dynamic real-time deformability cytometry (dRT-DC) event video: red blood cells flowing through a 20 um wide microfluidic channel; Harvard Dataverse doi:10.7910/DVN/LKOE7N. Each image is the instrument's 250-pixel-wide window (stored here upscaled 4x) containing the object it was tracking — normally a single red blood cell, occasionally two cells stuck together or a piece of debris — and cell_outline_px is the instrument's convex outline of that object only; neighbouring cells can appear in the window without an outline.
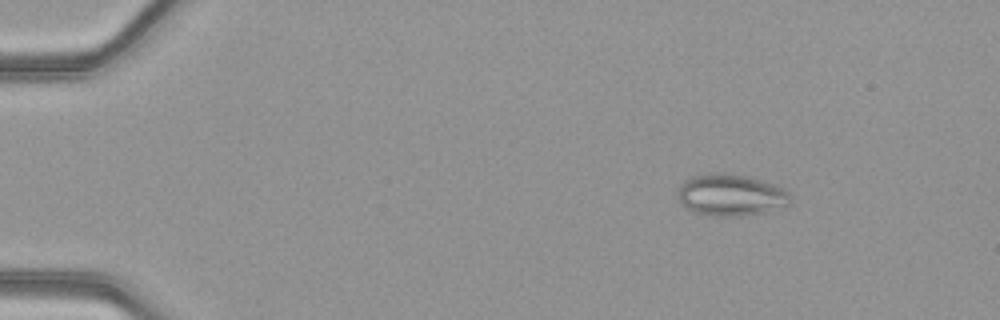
{"species": "common noctule bat (a hibernating species)", "species_latin": "Nyctalus noctula", "temperature_condition": "warm", "stored_images_in_passage": 51, "camera_frame_rate_fps": 3000, "um_per_image_px": 0.085, "animal": {"sex": "female", "body_mass_g": 21.9}, "frame": {"image": 1, "passage_image": 8, "time_ms": 2.333, "image_size_px": [1000, 320], "cell_outline_px": [[792, 196], [788, 204], [764, 212], [740, 216], [708, 216], [692, 212], [684, 208], [680, 204], [676, 196], [676, 192], [680, 184], [684, 180], [692, 176], [712, 172], [724, 172], [744, 176], [760, 180], [784, 188]], "centroid_in_image_um": [62.02, 16.58], "position_along_channel_um": 23.0, "area_um2": 27.74}}
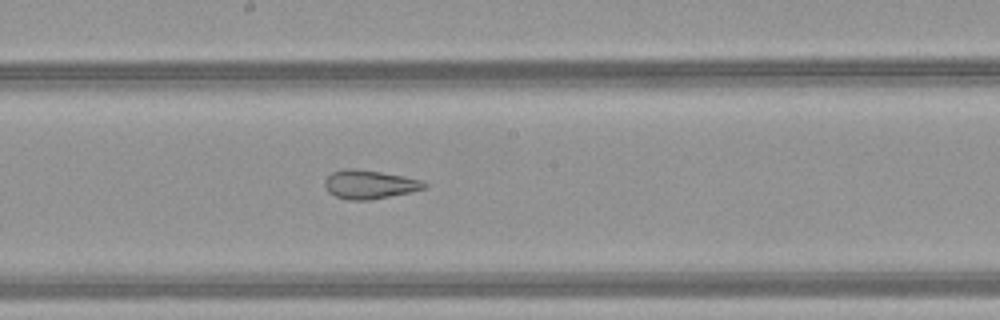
{"frame": {"image": 2, "passage_image": 29, "time_ms": 9.333, "image_size_px": [1000, 320], "cell_outline_px": [[428, 188], [412, 192], [372, 200], [348, 200], [336, 196], [328, 192], [324, 184], [324, 180], [332, 172], [344, 168], [356, 168], [404, 176], [424, 180], [428, 184]], "centroid_in_image_um": [31.45, 15.68], "position_along_channel_um": 216.8, "area_um2": 16.99}}
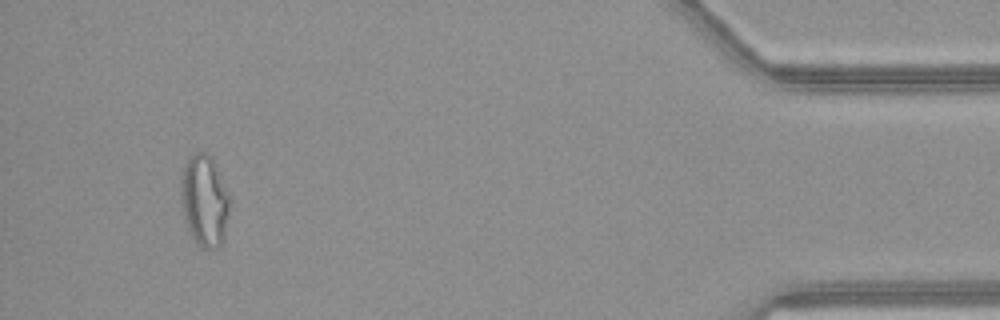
{"frame": {"image": 3, "passage_image": 48, "time_ms": 15.667, "image_size_px": [1000, 320], "cell_outline_px": [[228, 216], [224, 236], [220, 244], [216, 248], [200, 248], [188, 232], [184, 216], [180, 196], [180, 180], [184, 164], [188, 156], [196, 152], [208, 152], [216, 164], [228, 192]], "centroid_in_image_um": [17.34, 17.02], "position_along_channel_um": 417.9, "area_um2": 26.24}, "authors_computed_cell_mechanics": {"area_um2": 23.8136, "velocity_mm_per_s": 4.2044, "shape_relaxation_time_tau1_ms": null, "shape_relaxation_time_tau2_ms": 1.3835, "deformation_change_tau1": null, "deformation_change_tau2": 0.0995}}